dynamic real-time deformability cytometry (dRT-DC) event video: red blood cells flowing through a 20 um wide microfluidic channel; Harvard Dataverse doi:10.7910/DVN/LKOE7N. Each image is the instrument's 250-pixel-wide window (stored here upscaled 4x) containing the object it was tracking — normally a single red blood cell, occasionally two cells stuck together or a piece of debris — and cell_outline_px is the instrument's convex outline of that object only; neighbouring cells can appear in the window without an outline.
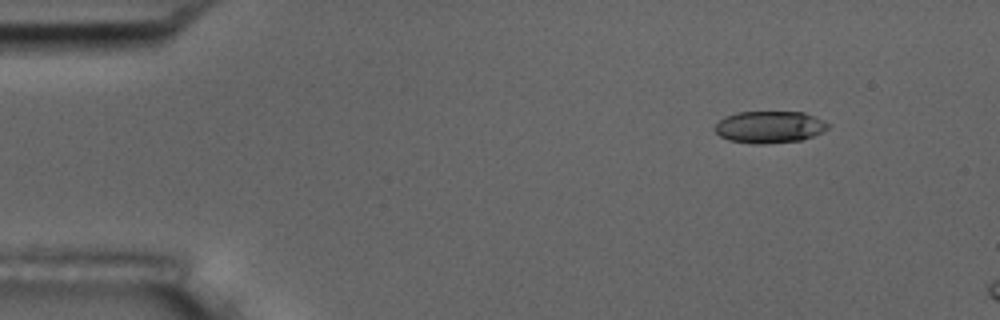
{"species": "common noctule bat (a hibernating species)", "species_latin": "Nyctalus noctula", "temperature_condition": "room temperature", "stored_images_in_passage": 5, "camera_frame_rate_fps": 3000, "um_per_image_px": 0.085, "animal": {"sex": "male", "body_mass_g": 17.5, "forearm_length_mm": 52.3}, "frame": {"image": 1, "passage_image": 5, "time_ms": 4.667, "image_size_px": [1000, 320], "cell_outline_px": [[832, 124], [824, 132], [800, 140], [760, 144], [752, 144], [728, 140], [720, 136], [716, 132], [716, 124], [724, 116], [736, 112], [804, 112], [824, 120]], "centroid_in_image_um": [65.43, 10.79], "position_along_channel_um": 19.6, "area_um2": 21.15}}